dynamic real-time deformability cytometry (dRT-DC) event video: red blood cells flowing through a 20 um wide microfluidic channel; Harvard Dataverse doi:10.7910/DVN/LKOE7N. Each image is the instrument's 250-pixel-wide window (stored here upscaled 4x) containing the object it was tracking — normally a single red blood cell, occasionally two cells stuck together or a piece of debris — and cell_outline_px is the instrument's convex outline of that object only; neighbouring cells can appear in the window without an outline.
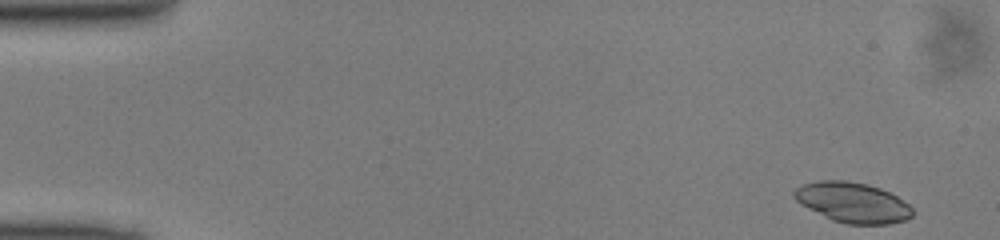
{"species": "common noctule bat (a hibernating species)", "species_latin": "Nyctalus noctula", "temperature_condition": "cold", "stored_images_in_passage": 47, "camera_frame_rate_fps": 3000, "um_per_image_px": 0.085, "animal": {"sex": "male", "body_mass_g": 13.0, "forearm_length_mm": 53.1}, "frame": {"image": 1, "passage_image": 1, "time_ms": 0.0, "image_size_px": [1000, 240], "cell_outline_px": [[912, 216], [904, 220], [888, 224], [844, 224], [832, 220], [800, 204], [792, 196], [792, 192], [800, 184], [820, 180], [844, 180], [864, 184], [880, 188], [896, 196], [908, 204], [912, 208]], "centroid_in_image_um": [72.42, 17.21], "position_along_channel_um": 12.6, "area_um2": 27.63}}